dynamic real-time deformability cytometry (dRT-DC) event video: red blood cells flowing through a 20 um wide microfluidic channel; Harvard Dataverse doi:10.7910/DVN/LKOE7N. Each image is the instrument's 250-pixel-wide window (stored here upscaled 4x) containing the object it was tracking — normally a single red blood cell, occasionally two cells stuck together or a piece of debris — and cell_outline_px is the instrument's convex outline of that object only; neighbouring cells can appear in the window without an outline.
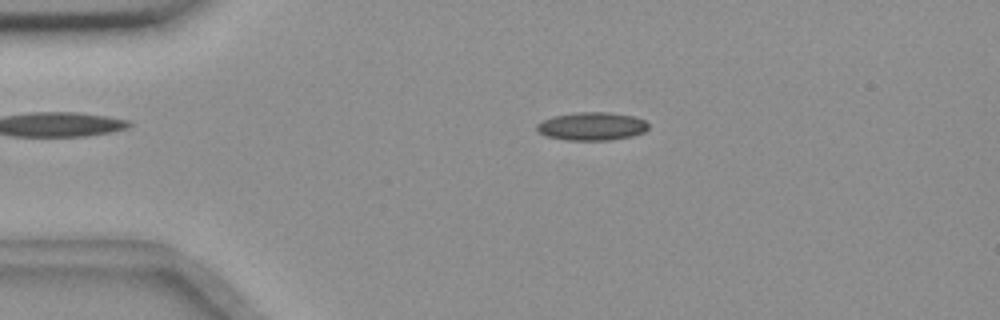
{"species": "common noctule bat (a hibernating species)", "species_latin": "Nyctalus noctula", "temperature_condition": "room temperature", "stored_images_in_passage": 56, "camera_frame_rate_fps": 3000, "um_per_image_px": 0.085, "animal": {"sex": "female", "body_mass_g": 18.4}, "frame": {"image": 1, "passage_image": 12, "time_ms": 3.667, "image_size_px": [1000, 320], "cell_outline_px": [[648, 128], [644, 132], [632, 136], [612, 140], [564, 140], [544, 136], [536, 128], [536, 124], [540, 120], [552, 116], [576, 112], [608, 112], [632, 116], [644, 120], [648, 124]], "centroid_in_image_um": [50.26, 10.73], "position_along_channel_um": 34.7, "area_um2": 18.5}}
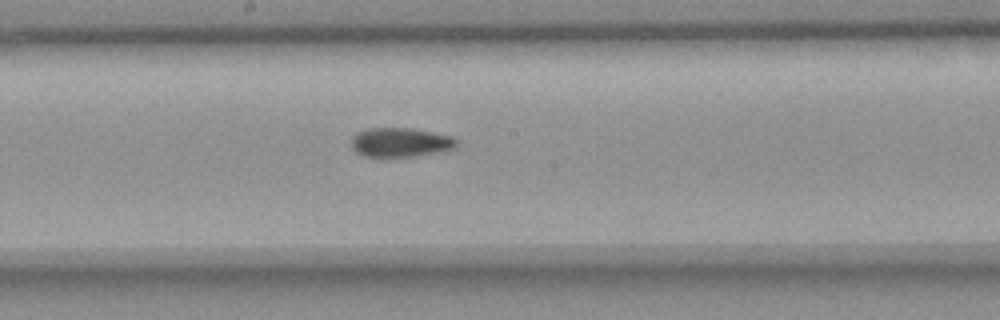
{"frame": {"image": 2, "passage_image": 30, "time_ms": 9.667, "image_size_px": [1000, 320], "cell_outline_px": [[456, 148], [436, 152], [412, 156], [364, 156], [356, 152], [352, 148], [352, 136], [356, 132], [368, 128], [412, 128], [452, 136], [456, 140]], "centroid_in_image_um": [34.0, 12.08], "position_along_channel_um": 214.2, "area_um2": 17.74}}
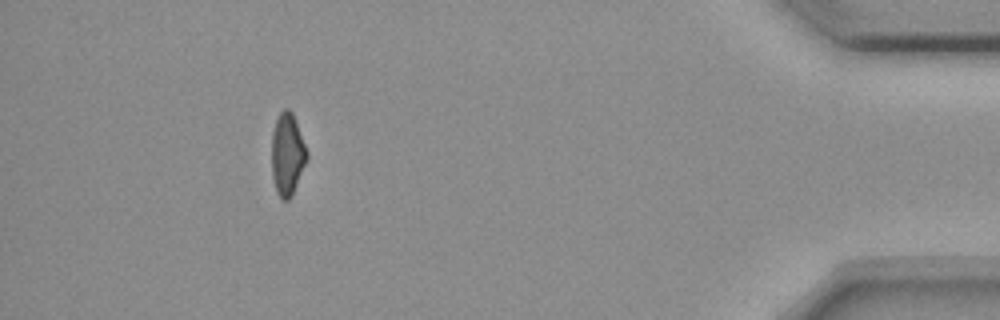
{"frame": {"image": 3, "passage_image": 51, "time_ms": 16.667, "image_size_px": [1000, 320], "cell_outline_px": [[308, 156], [292, 196], [288, 200], [280, 200], [276, 192], [272, 176], [272, 132], [276, 120], [280, 112], [284, 108], [288, 108], [292, 112], [308, 152]], "centroid_in_image_um": [24.41, 13.14], "position_along_channel_um": 410.8, "area_um2": 16.88}, "authors_computed_cell_mechanics": {"area_um2": 17.5712, "velocity_mm_per_s": 3.6468, "shape_relaxation_time_tau1_ms": null, "shape_relaxation_time_tau2_ms": 4.4425, "deformation_change_tau1": null, "deformation_change_tau2": 0.0923}}